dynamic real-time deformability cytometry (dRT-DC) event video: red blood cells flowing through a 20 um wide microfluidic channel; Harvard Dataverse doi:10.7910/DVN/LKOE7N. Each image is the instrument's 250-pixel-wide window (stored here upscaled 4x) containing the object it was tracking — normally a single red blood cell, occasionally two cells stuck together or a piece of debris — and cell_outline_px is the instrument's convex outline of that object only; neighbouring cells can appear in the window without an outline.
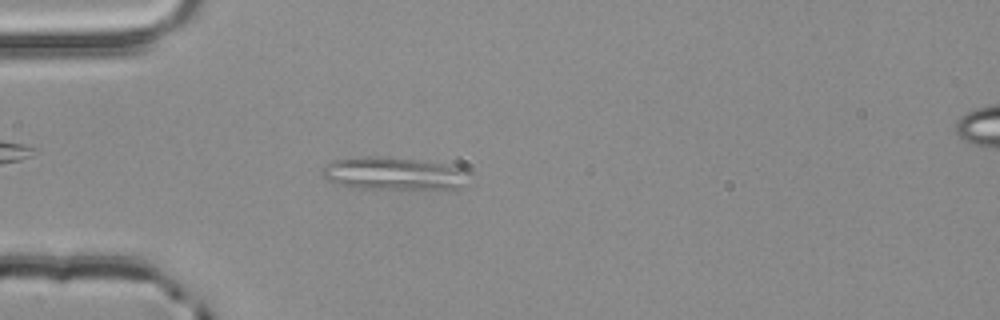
{"species": "common noctule bat (a hibernating species)", "species_latin": "Nyctalus noctula", "temperature_condition": "room temperature", "stored_images_in_passage": 55, "camera_frame_rate_fps": 3000, "um_per_image_px": 0.085, "animal": {"sex": "male", "body_mass_g": 20.4}, "frame": {"image": 1, "passage_image": 16, "time_ms": 5.0, "image_size_px": [1000, 320], "cell_outline_px": [[472, 172], [456, 188], [348, 188], [336, 184], [328, 180], [320, 172], [324, 164], [332, 160], [360, 156], [384, 156], [424, 160], [468, 168]], "centroid_in_image_um": [33.4, 14.72], "position_along_channel_um": 51.6, "area_um2": 28.38}}